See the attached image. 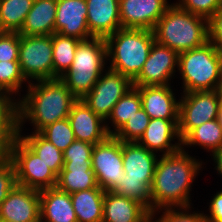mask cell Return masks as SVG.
I'll list each match as a JSON object with an SVG mask.
<instances>
[{"label": "cell", "mask_w": 222, "mask_h": 222, "mask_svg": "<svg viewBox=\"0 0 222 222\" xmlns=\"http://www.w3.org/2000/svg\"><path fill=\"white\" fill-rule=\"evenodd\" d=\"M201 164L188 155L183 146L175 153L162 155L150 187L152 211L173 206L185 211L190 209V187Z\"/></svg>", "instance_id": "cell-1"}, {"label": "cell", "mask_w": 222, "mask_h": 222, "mask_svg": "<svg viewBox=\"0 0 222 222\" xmlns=\"http://www.w3.org/2000/svg\"><path fill=\"white\" fill-rule=\"evenodd\" d=\"M29 82L28 93L18 102V133L28 119L40 132L47 125L68 117L72 105L78 100L60 79Z\"/></svg>", "instance_id": "cell-2"}, {"label": "cell", "mask_w": 222, "mask_h": 222, "mask_svg": "<svg viewBox=\"0 0 222 222\" xmlns=\"http://www.w3.org/2000/svg\"><path fill=\"white\" fill-rule=\"evenodd\" d=\"M155 41L178 54L209 41L208 19L171 4L153 29Z\"/></svg>", "instance_id": "cell-3"}, {"label": "cell", "mask_w": 222, "mask_h": 222, "mask_svg": "<svg viewBox=\"0 0 222 222\" xmlns=\"http://www.w3.org/2000/svg\"><path fill=\"white\" fill-rule=\"evenodd\" d=\"M123 178L112 191L131 198L152 212L151 191L157 156L137 142H122Z\"/></svg>", "instance_id": "cell-4"}, {"label": "cell", "mask_w": 222, "mask_h": 222, "mask_svg": "<svg viewBox=\"0 0 222 222\" xmlns=\"http://www.w3.org/2000/svg\"><path fill=\"white\" fill-rule=\"evenodd\" d=\"M110 70L129 77L139 75L155 42L154 32L147 29L120 28L106 39Z\"/></svg>", "instance_id": "cell-5"}, {"label": "cell", "mask_w": 222, "mask_h": 222, "mask_svg": "<svg viewBox=\"0 0 222 222\" xmlns=\"http://www.w3.org/2000/svg\"><path fill=\"white\" fill-rule=\"evenodd\" d=\"M178 70L185 93L221 89L222 55L210 41L180 53Z\"/></svg>", "instance_id": "cell-6"}, {"label": "cell", "mask_w": 222, "mask_h": 222, "mask_svg": "<svg viewBox=\"0 0 222 222\" xmlns=\"http://www.w3.org/2000/svg\"><path fill=\"white\" fill-rule=\"evenodd\" d=\"M106 58L107 44L104 38L81 40L72 65L60 79L77 99H82L103 73Z\"/></svg>", "instance_id": "cell-7"}, {"label": "cell", "mask_w": 222, "mask_h": 222, "mask_svg": "<svg viewBox=\"0 0 222 222\" xmlns=\"http://www.w3.org/2000/svg\"><path fill=\"white\" fill-rule=\"evenodd\" d=\"M6 156L13 163L16 184L38 191L56 187L57 175L19 136L9 147Z\"/></svg>", "instance_id": "cell-8"}, {"label": "cell", "mask_w": 222, "mask_h": 222, "mask_svg": "<svg viewBox=\"0 0 222 222\" xmlns=\"http://www.w3.org/2000/svg\"><path fill=\"white\" fill-rule=\"evenodd\" d=\"M179 101L178 133L182 140L192 129L217 119L222 106L221 90L184 93Z\"/></svg>", "instance_id": "cell-9"}, {"label": "cell", "mask_w": 222, "mask_h": 222, "mask_svg": "<svg viewBox=\"0 0 222 222\" xmlns=\"http://www.w3.org/2000/svg\"><path fill=\"white\" fill-rule=\"evenodd\" d=\"M18 62L26 80L53 79L52 35H20Z\"/></svg>", "instance_id": "cell-10"}, {"label": "cell", "mask_w": 222, "mask_h": 222, "mask_svg": "<svg viewBox=\"0 0 222 222\" xmlns=\"http://www.w3.org/2000/svg\"><path fill=\"white\" fill-rule=\"evenodd\" d=\"M91 164L98 186L104 191H113L124 174L122 141L110 135L105 141L95 144Z\"/></svg>", "instance_id": "cell-11"}, {"label": "cell", "mask_w": 222, "mask_h": 222, "mask_svg": "<svg viewBox=\"0 0 222 222\" xmlns=\"http://www.w3.org/2000/svg\"><path fill=\"white\" fill-rule=\"evenodd\" d=\"M133 87V81L121 73L108 70L99 77L92 90L82 100L104 121L109 119L118 100Z\"/></svg>", "instance_id": "cell-12"}, {"label": "cell", "mask_w": 222, "mask_h": 222, "mask_svg": "<svg viewBox=\"0 0 222 222\" xmlns=\"http://www.w3.org/2000/svg\"><path fill=\"white\" fill-rule=\"evenodd\" d=\"M179 54L156 41L139 75L133 80V86L170 85L168 81L178 67Z\"/></svg>", "instance_id": "cell-13"}, {"label": "cell", "mask_w": 222, "mask_h": 222, "mask_svg": "<svg viewBox=\"0 0 222 222\" xmlns=\"http://www.w3.org/2000/svg\"><path fill=\"white\" fill-rule=\"evenodd\" d=\"M0 220L40 222V192L16 184L0 204Z\"/></svg>", "instance_id": "cell-14"}, {"label": "cell", "mask_w": 222, "mask_h": 222, "mask_svg": "<svg viewBox=\"0 0 222 222\" xmlns=\"http://www.w3.org/2000/svg\"><path fill=\"white\" fill-rule=\"evenodd\" d=\"M167 3V0H119L121 28L153 31L170 6Z\"/></svg>", "instance_id": "cell-15"}, {"label": "cell", "mask_w": 222, "mask_h": 222, "mask_svg": "<svg viewBox=\"0 0 222 222\" xmlns=\"http://www.w3.org/2000/svg\"><path fill=\"white\" fill-rule=\"evenodd\" d=\"M75 139L89 142L93 145L105 141L113 130L108 125H101L103 119L97 116L82 99H78L68 115Z\"/></svg>", "instance_id": "cell-16"}, {"label": "cell", "mask_w": 222, "mask_h": 222, "mask_svg": "<svg viewBox=\"0 0 222 222\" xmlns=\"http://www.w3.org/2000/svg\"><path fill=\"white\" fill-rule=\"evenodd\" d=\"M55 33L79 40L93 37L87 24L86 0H57Z\"/></svg>", "instance_id": "cell-17"}, {"label": "cell", "mask_w": 222, "mask_h": 222, "mask_svg": "<svg viewBox=\"0 0 222 222\" xmlns=\"http://www.w3.org/2000/svg\"><path fill=\"white\" fill-rule=\"evenodd\" d=\"M133 87L139 91L142 108L151 119H179V102L169 85Z\"/></svg>", "instance_id": "cell-18"}, {"label": "cell", "mask_w": 222, "mask_h": 222, "mask_svg": "<svg viewBox=\"0 0 222 222\" xmlns=\"http://www.w3.org/2000/svg\"><path fill=\"white\" fill-rule=\"evenodd\" d=\"M178 124L179 119H150L146 130L137 143L153 153L158 150L163 151L164 154L162 155L175 153L182 148ZM174 137L179 139L178 145L171 144V141L175 139Z\"/></svg>", "instance_id": "cell-19"}, {"label": "cell", "mask_w": 222, "mask_h": 222, "mask_svg": "<svg viewBox=\"0 0 222 222\" xmlns=\"http://www.w3.org/2000/svg\"><path fill=\"white\" fill-rule=\"evenodd\" d=\"M87 24L93 37L106 39L121 28L119 0H86Z\"/></svg>", "instance_id": "cell-20"}, {"label": "cell", "mask_w": 222, "mask_h": 222, "mask_svg": "<svg viewBox=\"0 0 222 222\" xmlns=\"http://www.w3.org/2000/svg\"><path fill=\"white\" fill-rule=\"evenodd\" d=\"M149 211L137 201L105 191L103 222H148Z\"/></svg>", "instance_id": "cell-21"}, {"label": "cell", "mask_w": 222, "mask_h": 222, "mask_svg": "<svg viewBox=\"0 0 222 222\" xmlns=\"http://www.w3.org/2000/svg\"><path fill=\"white\" fill-rule=\"evenodd\" d=\"M39 192L40 222H78L70 194L57 187Z\"/></svg>", "instance_id": "cell-22"}, {"label": "cell", "mask_w": 222, "mask_h": 222, "mask_svg": "<svg viewBox=\"0 0 222 222\" xmlns=\"http://www.w3.org/2000/svg\"><path fill=\"white\" fill-rule=\"evenodd\" d=\"M56 187L68 194L97 188L91 161H64V167L57 176Z\"/></svg>", "instance_id": "cell-23"}, {"label": "cell", "mask_w": 222, "mask_h": 222, "mask_svg": "<svg viewBox=\"0 0 222 222\" xmlns=\"http://www.w3.org/2000/svg\"><path fill=\"white\" fill-rule=\"evenodd\" d=\"M57 0H34L20 35H52L55 33Z\"/></svg>", "instance_id": "cell-24"}, {"label": "cell", "mask_w": 222, "mask_h": 222, "mask_svg": "<svg viewBox=\"0 0 222 222\" xmlns=\"http://www.w3.org/2000/svg\"><path fill=\"white\" fill-rule=\"evenodd\" d=\"M104 193L98 186L70 194L78 222H103Z\"/></svg>", "instance_id": "cell-25"}, {"label": "cell", "mask_w": 222, "mask_h": 222, "mask_svg": "<svg viewBox=\"0 0 222 222\" xmlns=\"http://www.w3.org/2000/svg\"><path fill=\"white\" fill-rule=\"evenodd\" d=\"M9 95L0 90V155H6L18 137V102H14Z\"/></svg>", "instance_id": "cell-26"}, {"label": "cell", "mask_w": 222, "mask_h": 222, "mask_svg": "<svg viewBox=\"0 0 222 222\" xmlns=\"http://www.w3.org/2000/svg\"><path fill=\"white\" fill-rule=\"evenodd\" d=\"M18 136L57 176L59 175L64 167L63 152L61 150L39 132H33L32 135L25 137L18 133Z\"/></svg>", "instance_id": "cell-27"}, {"label": "cell", "mask_w": 222, "mask_h": 222, "mask_svg": "<svg viewBox=\"0 0 222 222\" xmlns=\"http://www.w3.org/2000/svg\"><path fill=\"white\" fill-rule=\"evenodd\" d=\"M81 40L75 37L52 34L53 79L60 78L73 63L76 48Z\"/></svg>", "instance_id": "cell-28"}, {"label": "cell", "mask_w": 222, "mask_h": 222, "mask_svg": "<svg viewBox=\"0 0 222 222\" xmlns=\"http://www.w3.org/2000/svg\"><path fill=\"white\" fill-rule=\"evenodd\" d=\"M201 145L212 153L222 148V126L213 119L192 129L182 140L181 145Z\"/></svg>", "instance_id": "cell-29"}, {"label": "cell", "mask_w": 222, "mask_h": 222, "mask_svg": "<svg viewBox=\"0 0 222 222\" xmlns=\"http://www.w3.org/2000/svg\"><path fill=\"white\" fill-rule=\"evenodd\" d=\"M34 0H0V24L5 31L19 32Z\"/></svg>", "instance_id": "cell-30"}, {"label": "cell", "mask_w": 222, "mask_h": 222, "mask_svg": "<svg viewBox=\"0 0 222 222\" xmlns=\"http://www.w3.org/2000/svg\"><path fill=\"white\" fill-rule=\"evenodd\" d=\"M142 108L141 96L139 91L132 87L124 96H122L113 107V110L109 116L114 124L115 132H117L122 125L132 118L136 112Z\"/></svg>", "instance_id": "cell-31"}, {"label": "cell", "mask_w": 222, "mask_h": 222, "mask_svg": "<svg viewBox=\"0 0 222 222\" xmlns=\"http://www.w3.org/2000/svg\"><path fill=\"white\" fill-rule=\"evenodd\" d=\"M39 133L62 152L76 140L68 118L47 125Z\"/></svg>", "instance_id": "cell-32"}, {"label": "cell", "mask_w": 222, "mask_h": 222, "mask_svg": "<svg viewBox=\"0 0 222 222\" xmlns=\"http://www.w3.org/2000/svg\"><path fill=\"white\" fill-rule=\"evenodd\" d=\"M150 119L145 110L141 108L113 136L122 142H137L146 130Z\"/></svg>", "instance_id": "cell-33"}, {"label": "cell", "mask_w": 222, "mask_h": 222, "mask_svg": "<svg viewBox=\"0 0 222 222\" xmlns=\"http://www.w3.org/2000/svg\"><path fill=\"white\" fill-rule=\"evenodd\" d=\"M24 81L18 61H0V90L16 94Z\"/></svg>", "instance_id": "cell-34"}, {"label": "cell", "mask_w": 222, "mask_h": 222, "mask_svg": "<svg viewBox=\"0 0 222 222\" xmlns=\"http://www.w3.org/2000/svg\"><path fill=\"white\" fill-rule=\"evenodd\" d=\"M176 5L193 14L209 19L222 7V0H181Z\"/></svg>", "instance_id": "cell-35"}, {"label": "cell", "mask_w": 222, "mask_h": 222, "mask_svg": "<svg viewBox=\"0 0 222 222\" xmlns=\"http://www.w3.org/2000/svg\"><path fill=\"white\" fill-rule=\"evenodd\" d=\"M16 185L15 169L6 155H0V204Z\"/></svg>", "instance_id": "cell-36"}, {"label": "cell", "mask_w": 222, "mask_h": 222, "mask_svg": "<svg viewBox=\"0 0 222 222\" xmlns=\"http://www.w3.org/2000/svg\"><path fill=\"white\" fill-rule=\"evenodd\" d=\"M20 34L5 31L0 36V61H18Z\"/></svg>", "instance_id": "cell-37"}, {"label": "cell", "mask_w": 222, "mask_h": 222, "mask_svg": "<svg viewBox=\"0 0 222 222\" xmlns=\"http://www.w3.org/2000/svg\"><path fill=\"white\" fill-rule=\"evenodd\" d=\"M164 210L163 216L161 215V218L157 219L156 222H206L203 213L198 214L193 212V214H189L186 212H179L175 210V208H167ZM154 214L155 211L149 213L148 222H155L151 221L153 220Z\"/></svg>", "instance_id": "cell-38"}, {"label": "cell", "mask_w": 222, "mask_h": 222, "mask_svg": "<svg viewBox=\"0 0 222 222\" xmlns=\"http://www.w3.org/2000/svg\"><path fill=\"white\" fill-rule=\"evenodd\" d=\"M93 147L89 142L75 140L63 151V161H91Z\"/></svg>", "instance_id": "cell-39"}, {"label": "cell", "mask_w": 222, "mask_h": 222, "mask_svg": "<svg viewBox=\"0 0 222 222\" xmlns=\"http://www.w3.org/2000/svg\"><path fill=\"white\" fill-rule=\"evenodd\" d=\"M209 41L222 55V7L208 19Z\"/></svg>", "instance_id": "cell-40"}, {"label": "cell", "mask_w": 222, "mask_h": 222, "mask_svg": "<svg viewBox=\"0 0 222 222\" xmlns=\"http://www.w3.org/2000/svg\"><path fill=\"white\" fill-rule=\"evenodd\" d=\"M210 216L204 215L206 222H222V191L217 192L209 206Z\"/></svg>", "instance_id": "cell-41"}, {"label": "cell", "mask_w": 222, "mask_h": 222, "mask_svg": "<svg viewBox=\"0 0 222 222\" xmlns=\"http://www.w3.org/2000/svg\"><path fill=\"white\" fill-rule=\"evenodd\" d=\"M213 158L215 163L217 164L216 166V170L219 172V174L222 175V148H220L219 150H216L213 152Z\"/></svg>", "instance_id": "cell-42"}, {"label": "cell", "mask_w": 222, "mask_h": 222, "mask_svg": "<svg viewBox=\"0 0 222 222\" xmlns=\"http://www.w3.org/2000/svg\"><path fill=\"white\" fill-rule=\"evenodd\" d=\"M218 121H219V124L222 126V106H221V109H220V112H219V115H218Z\"/></svg>", "instance_id": "cell-43"}, {"label": "cell", "mask_w": 222, "mask_h": 222, "mask_svg": "<svg viewBox=\"0 0 222 222\" xmlns=\"http://www.w3.org/2000/svg\"><path fill=\"white\" fill-rule=\"evenodd\" d=\"M5 32V30L2 28L1 24H0V36Z\"/></svg>", "instance_id": "cell-44"}]
</instances>
